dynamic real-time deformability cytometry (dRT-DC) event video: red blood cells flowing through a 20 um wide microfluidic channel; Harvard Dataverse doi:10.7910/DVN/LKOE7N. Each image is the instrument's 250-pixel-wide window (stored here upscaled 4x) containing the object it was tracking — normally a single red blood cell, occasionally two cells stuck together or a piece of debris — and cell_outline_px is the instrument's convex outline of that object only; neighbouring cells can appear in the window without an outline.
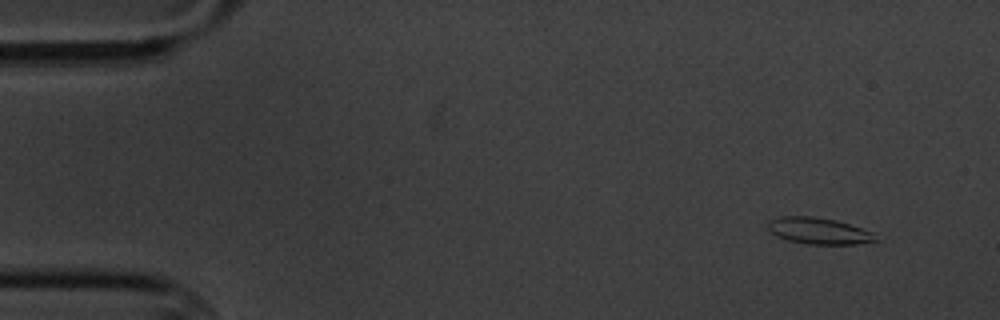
{"species": "common noctule bat (a hibernating species)", "species_latin": "Nyctalus noctula", "temperature_condition": "cold", "stored_images_in_passage": 6, "camera_frame_rate_fps": 3000, "um_per_image_px": 0.085, "animal": {"sex": "male", "body_mass_g": 20.1, "forearm_length_mm": 53.5}, "frame": {"image": 1, "passage_image": 2, "time_ms": 1.333, "image_size_px": [1000, 320], "cell_outline_px": [[876, 240], [856, 244], [808, 244], [788, 240], [776, 236], [768, 228], [768, 224], [772, 220], [780, 216], [812, 216], [836, 220], [872, 232]], "centroid_in_image_um": [69.56, 19.62], "position_along_channel_um": 15.4, "area_um2": 16.24}}
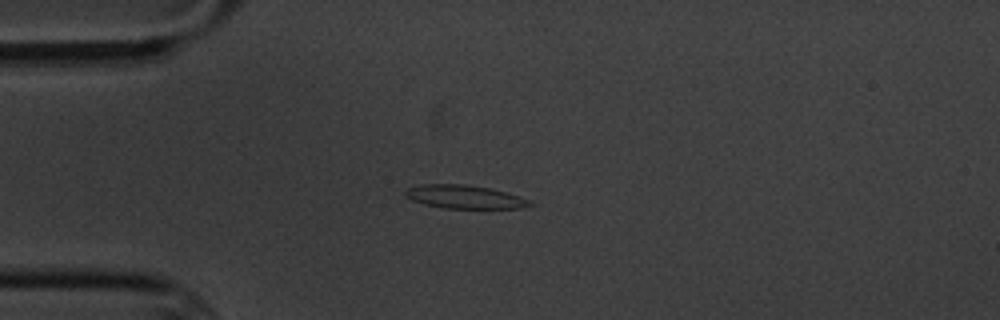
{"frame": {"image": 2, "passage_image": 5, "time_ms": 4.667, "image_size_px": [1000, 320], "cell_outline_px": [[532, 204], [520, 208], [444, 208], [424, 204], [412, 200], [404, 196], [404, 192], [408, 188], [420, 184], [464, 184], [492, 188], [520, 196], [532, 200]], "centroid_in_image_um": [39.48, 16.72], "position_along_channel_um": 45.5, "area_um2": 17.05}}